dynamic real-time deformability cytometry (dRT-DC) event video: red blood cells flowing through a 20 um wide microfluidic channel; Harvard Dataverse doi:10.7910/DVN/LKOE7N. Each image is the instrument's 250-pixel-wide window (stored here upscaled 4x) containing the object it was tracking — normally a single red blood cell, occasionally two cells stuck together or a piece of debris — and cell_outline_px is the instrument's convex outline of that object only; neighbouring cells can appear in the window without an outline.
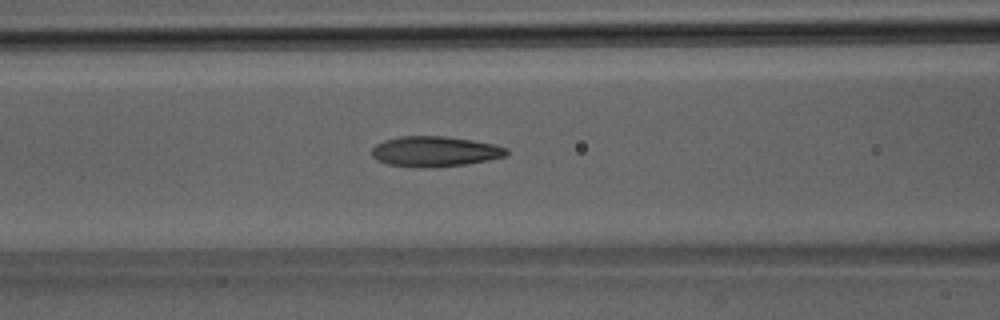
{"species": "Egyptian fruit bat (a non-hibernating species)", "species_latin": "Rousettus aegyptiacus", "temperature_condition": "room temperature", "stored_images_in_passage": 39, "camera_frame_rate_fps": 3000, "um_per_image_px": 0.085, "animal": {"sex": "male"}, "frame": {"image": 1, "passage_image": 16, "time_ms": 5.0, "image_size_px": [1000, 320], "cell_outline_px": [[508, 152], [504, 156], [488, 160], [464, 164], [436, 168], [416, 168], [388, 164], [376, 160], [372, 156], [372, 148], [376, 144], [384, 140], [400, 136], [444, 136], [472, 140], [492, 144], [508, 148]], "centroid_in_image_um": [36.92, 12.88], "position_along_channel_um": 129.7, "area_um2": 23.93}}
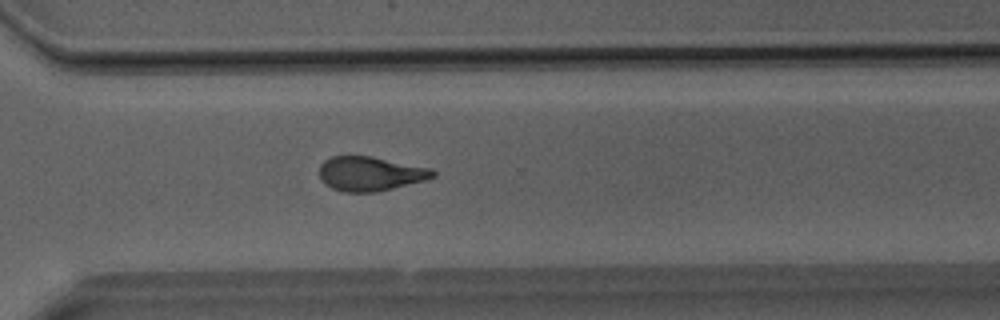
{"frame": {"image": 2, "passage_image": 28, "time_ms": 9.0, "image_size_px": [1000, 320], "cell_outline_px": [[436, 176], [424, 180], [376, 192], [344, 192], [332, 188], [324, 184], [320, 180], [320, 164], [324, 160], [332, 156], [372, 156], [432, 168], [436, 172]], "centroid_in_image_um": [31.46, 14.76], "position_along_channel_um": 339.1, "area_um2": 22.77}}
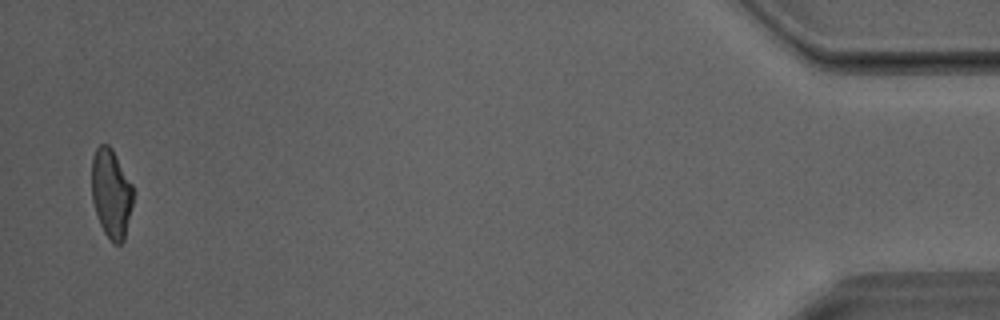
{"frame": {"image": 3, "passage_image": 38, "time_ms": 12.333, "image_size_px": [1000, 320], "cell_outline_px": [[132, 204], [124, 240], [120, 244], [116, 244], [104, 232], [100, 224], [92, 200], [92, 156], [96, 148], [100, 144], [108, 144], [112, 148], [132, 184]], "centroid_in_image_um": [9.44, 16.4], "position_along_channel_um": 425.8, "area_um2": 21.21}}